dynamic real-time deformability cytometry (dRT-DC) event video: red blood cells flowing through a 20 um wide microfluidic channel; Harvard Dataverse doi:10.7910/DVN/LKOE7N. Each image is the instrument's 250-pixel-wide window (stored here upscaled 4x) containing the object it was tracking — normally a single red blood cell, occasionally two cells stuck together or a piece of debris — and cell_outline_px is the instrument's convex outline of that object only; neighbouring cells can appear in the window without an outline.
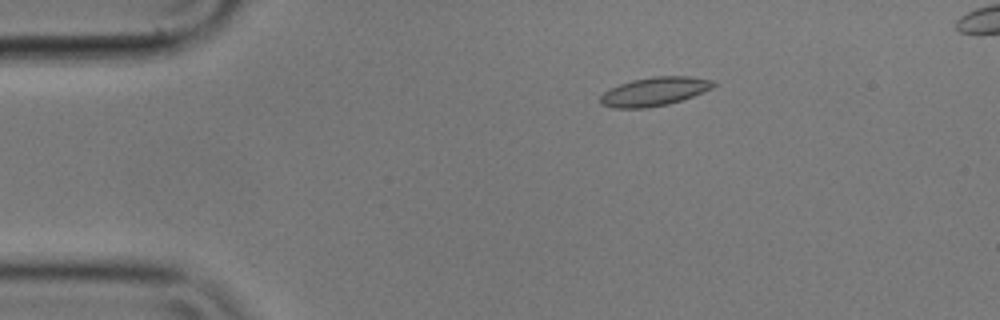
{"species": "common noctule bat (a hibernating species)", "species_latin": "Nyctalus noctula", "temperature_condition": "cold", "stored_images_in_passage": 8, "camera_frame_rate_fps": 3000, "um_per_image_px": 0.085, "animal": {"sex": "male", "body_mass_g": 17.9}, "frame": {"image": 1, "passage_image": 3, "time_ms": 0.667, "image_size_px": [1000, 320], "cell_outline_px": [[716, 84], [712, 88], [704, 92], [668, 104], [648, 108], [612, 108], [600, 104], [600, 96], [604, 92], [620, 84], [632, 80], [652, 76], [688, 76], [716, 80]], "centroid_in_image_um": [55.64, 7.77], "position_along_channel_um": 29.4, "area_um2": 18.96}}
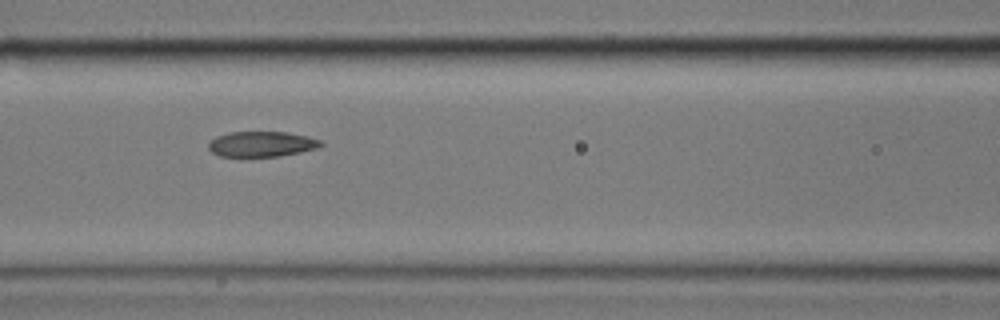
{"frame": {"image": 2, "passage_image": 7, "time_ms": 2.0, "image_size_px": [1000, 320], "cell_outline_px": [[324, 144], [320, 148], [280, 156], [220, 156], [212, 152], [208, 148], [208, 144], [216, 136], [228, 132], [288, 132], [308, 136], [320, 140]], "centroid_in_image_um": [22.27, 12.24], "position_along_channel_um": 144.3, "area_um2": 16.65}}
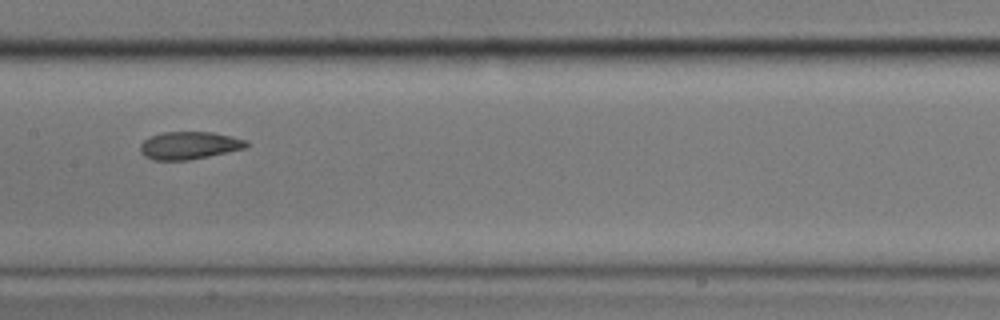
{"frame": {"image": 3, "passage_image": 8, "time_ms": 2.333, "image_size_px": [1000, 320], "cell_outline_px": [[252, 144], [248, 148], [188, 160], [152, 160], [144, 156], [140, 152], [140, 144], [144, 140], [152, 136], [164, 132], [212, 132], [232, 136], [248, 140]], "centroid_in_image_um": [16.14, 12.36], "position_along_channel_um": 191.3, "area_um2": 17.28}}